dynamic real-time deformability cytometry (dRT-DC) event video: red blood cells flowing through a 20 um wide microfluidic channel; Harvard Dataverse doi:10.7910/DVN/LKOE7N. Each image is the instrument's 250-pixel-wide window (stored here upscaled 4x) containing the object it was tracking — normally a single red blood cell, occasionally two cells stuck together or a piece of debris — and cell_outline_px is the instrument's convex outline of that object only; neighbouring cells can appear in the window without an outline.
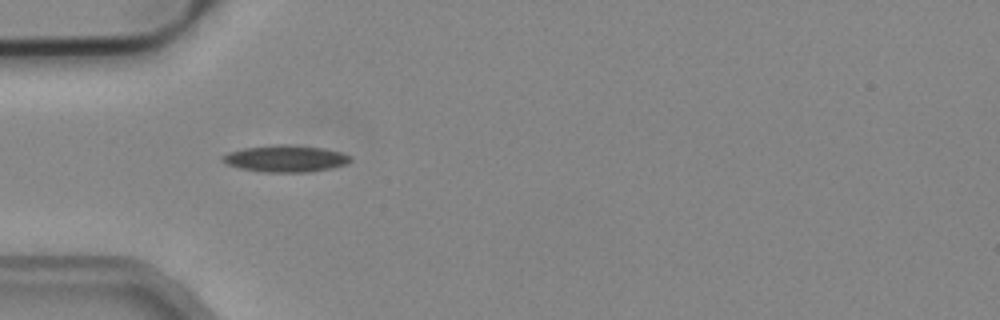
{"species": "common noctule bat (a hibernating species)", "species_latin": "Nyctalus noctula", "temperature_condition": "cold", "stored_images_in_passage": 5, "camera_frame_rate_fps": 3000, "um_per_image_px": 0.085, "animal": {"sex": "male", "body_mass_g": 19.2, "forearm_length_mm": 51.8}, "frame": {"image": 1, "passage_image": 4, "time_ms": 1.0, "image_size_px": [1000, 320], "cell_outline_px": [[352, 160], [344, 164], [332, 168], [308, 172], [264, 172], [240, 168], [224, 164], [220, 160], [220, 156], [228, 152], [244, 148], [276, 144], [284, 144], [324, 148], [340, 152], [352, 156]], "centroid_in_image_um": [24.22, 13.48], "position_along_channel_um": 60.8, "area_um2": 20.06}}